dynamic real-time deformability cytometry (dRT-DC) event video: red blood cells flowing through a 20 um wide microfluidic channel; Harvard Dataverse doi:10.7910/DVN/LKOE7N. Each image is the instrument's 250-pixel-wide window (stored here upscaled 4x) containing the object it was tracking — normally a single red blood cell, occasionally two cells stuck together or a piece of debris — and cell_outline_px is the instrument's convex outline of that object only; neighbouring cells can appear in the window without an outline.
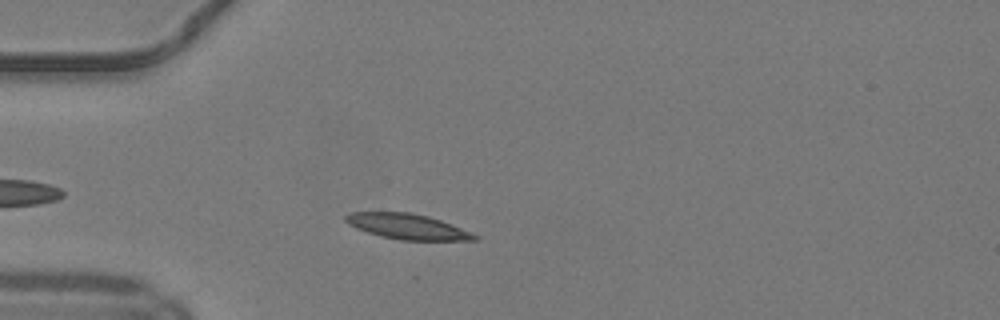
{"species": "common noctule bat (a hibernating species)", "species_latin": "Nyctalus noctula", "temperature_condition": "warm", "stored_images_in_passage": 34, "camera_frame_rate_fps": 3000, "um_per_image_px": 0.085, "animal": {"sex": "male", "body_mass_g": 19.2, "forearm_length_mm": 51.8}, "frame": {"image": 1, "passage_image": 6, "time_ms": 1.667, "image_size_px": [1000, 320], "cell_outline_px": [[480, 240], [400, 240], [380, 236], [356, 228], [348, 224], [344, 220], [344, 216], [348, 212], [408, 212], [428, 216], [440, 220], [472, 232], [480, 236]], "centroid_in_image_um": [34.63, 19.25], "position_along_channel_um": 50.4, "area_um2": 19.13}}
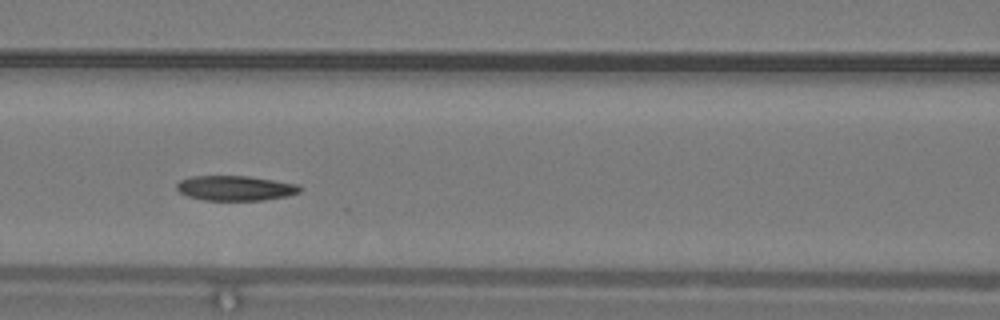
{"frame": {"image": 2, "passage_image": 14, "time_ms": 4.333, "image_size_px": [1000, 320], "cell_outline_px": [[304, 188], [300, 192], [288, 196], [264, 200], [204, 200], [188, 196], [180, 192], [176, 188], [176, 184], [180, 180], [192, 176], [248, 176], [296, 184]], "centroid_in_image_um": [20.01, 15.99], "position_along_channel_um": 146.6, "area_um2": 17.86}}
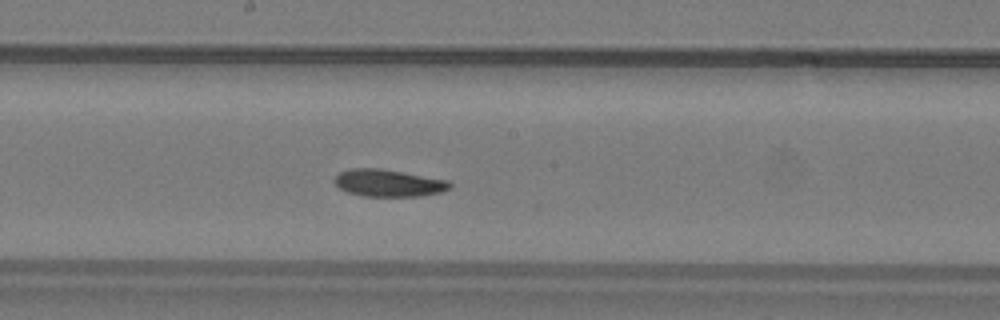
{"frame": {"image": 3, "passage_image": 19, "time_ms": 6.0, "image_size_px": [1000, 320], "cell_outline_px": [[452, 188], [440, 192], [420, 196], [360, 196], [348, 192], [340, 188], [332, 180], [340, 172], [348, 168], [376, 168], [448, 180], [452, 184]], "centroid_in_image_um": [33.0, 15.56], "position_along_channel_um": 215.2, "area_um2": 18.15}, "authors_computed_cell_mechanics": {"area_um2": 18.6694, "velocity_mm_per_s": 4.1261, "shape_relaxation_time_tau1_ms": 6.2825, "shape_relaxation_time_tau2_ms": 5.7905, "deformation_change_tau1": 0.1573, "deformation_change_tau2": 0.1211}}